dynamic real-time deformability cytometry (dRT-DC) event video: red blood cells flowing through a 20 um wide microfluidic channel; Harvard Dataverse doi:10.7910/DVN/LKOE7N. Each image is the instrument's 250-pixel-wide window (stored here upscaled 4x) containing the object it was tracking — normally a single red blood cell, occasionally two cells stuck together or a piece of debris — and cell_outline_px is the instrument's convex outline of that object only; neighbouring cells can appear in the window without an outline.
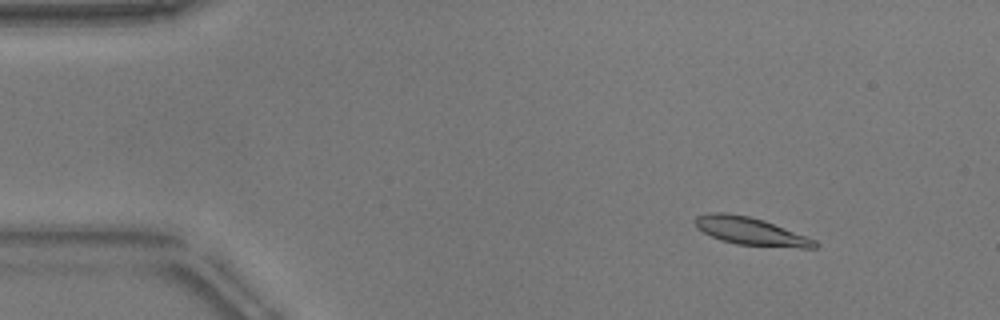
{"species": "common noctule bat (a hibernating species)", "species_latin": "Nyctalus noctula", "temperature_condition": "warm", "stored_images_in_passage": 52, "camera_frame_rate_fps": 3000, "um_per_image_px": 0.085, "animal": {"sex": "male", "body_mass_g": 17.9}, "frame": {"image": 1, "passage_image": 6, "time_ms": 1.667, "image_size_px": [1000, 320], "cell_outline_px": [[820, 244], [816, 248], [800, 248], [736, 244], [720, 240], [696, 228], [696, 216], [708, 212], [724, 212], [748, 216], [764, 220], [816, 240]], "centroid_in_image_um": [63.81, 19.65], "position_along_channel_um": 21.2, "area_um2": 19.31}}
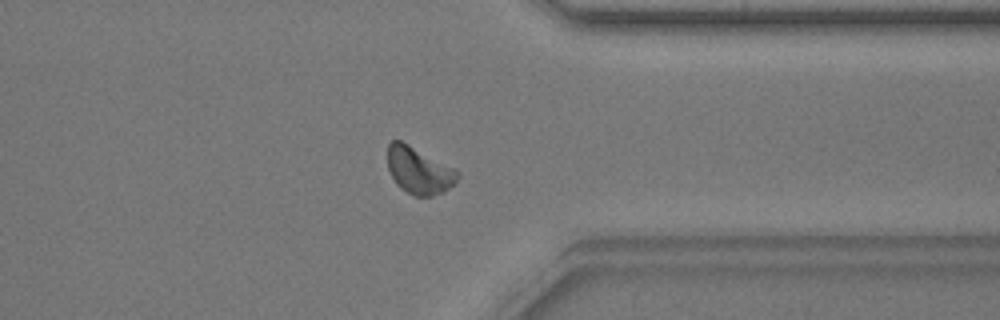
{"frame": {"image": 2, "passage_image": 41, "time_ms": 13.333, "image_size_px": [1000, 320], "cell_outline_px": [[460, 176], [444, 192], [432, 196], [412, 196], [400, 188], [396, 184], [388, 168], [388, 144], [392, 140], [400, 140], [408, 144], [460, 172]], "centroid_in_image_um": [35.58, 14.51], "position_along_channel_um": 375.8, "area_um2": 18.84}}
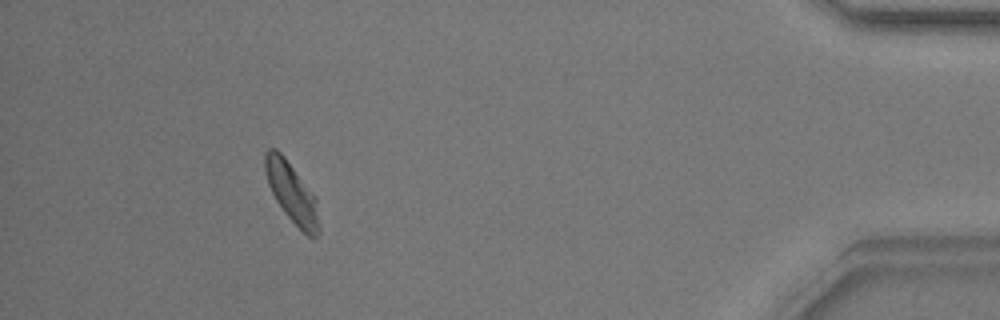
{"frame": {"image": 3, "passage_image": 48, "time_ms": 15.667, "image_size_px": [1000, 320], "cell_outline_px": [[320, 228], [316, 236], [308, 236], [284, 212], [276, 200], [268, 184], [264, 168], [264, 152], [268, 148], [276, 148], [284, 156], [316, 196]], "centroid_in_image_um": [24.79, 16.33], "position_along_channel_um": 410.4, "area_um2": 18.79}, "authors_computed_cell_mechanics": {"area_um2": 18.7561, "velocity_mm_per_s": 3.7779, "shape_relaxation_time_tau1_ms": 4.8153, "shape_relaxation_time_tau2_ms": 6.7594, "deformation_change_tau1": 0.1402, "deformation_change_tau2": 0.1037}}